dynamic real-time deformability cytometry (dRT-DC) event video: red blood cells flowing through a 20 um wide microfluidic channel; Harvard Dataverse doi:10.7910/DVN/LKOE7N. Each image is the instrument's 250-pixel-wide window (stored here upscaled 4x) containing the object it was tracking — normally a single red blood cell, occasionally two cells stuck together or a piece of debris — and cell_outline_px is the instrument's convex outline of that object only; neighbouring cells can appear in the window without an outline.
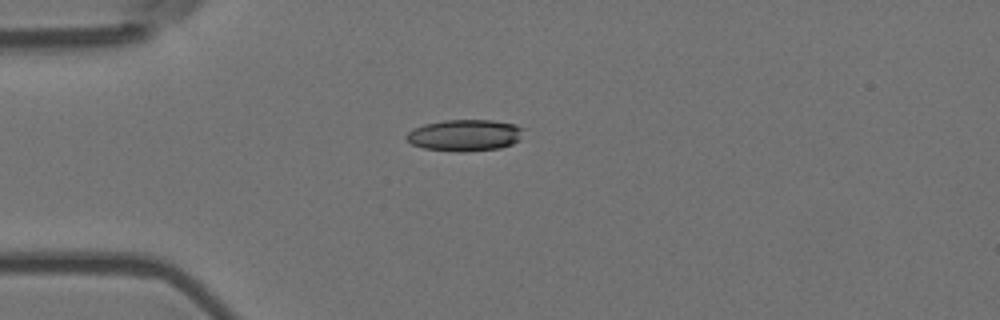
{"species": "Egyptian fruit bat (a non-hibernating species)", "species_latin": "Rousettus aegyptiacus", "temperature_condition": "room temperature", "stored_images_in_passage": 13, "camera_frame_rate_fps": 3000, "um_per_image_px": 0.085, "animal": {"sex": "female"}, "frame": {"image": 1, "passage_image": 2, "time_ms": 0.333, "image_size_px": [1000, 320], "cell_outline_px": [[524, 128], [520, 140], [512, 144], [500, 148], [464, 152], [456, 152], [424, 148], [412, 144], [404, 136], [412, 128], [424, 124], [444, 120], [492, 120], [516, 124]], "centroid_in_image_um": [39.52, 11.49], "position_along_channel_um": 45.5, "area_um2": 21.73}}
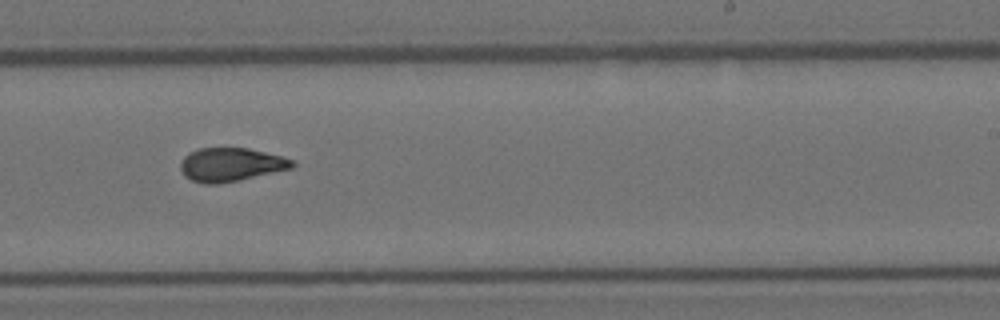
{"frame": {"image": 2, "passage_image": 8, "time_ms": 2.333, "image_size_px": [1000, 320], "cell_outline_px": [[296, 164], [292, 168], [240, 180], [220, 184], [204, 184], [192, 180], [184, 176], [180, 168], [180, 160], [188, 152], [200, 148], [248, 148], [280, 156], [292, 160]], "centroid_in_image_um": [19.58, 14.0], "position_along_channel_um": 269.4, "area_um2": 21.91}}
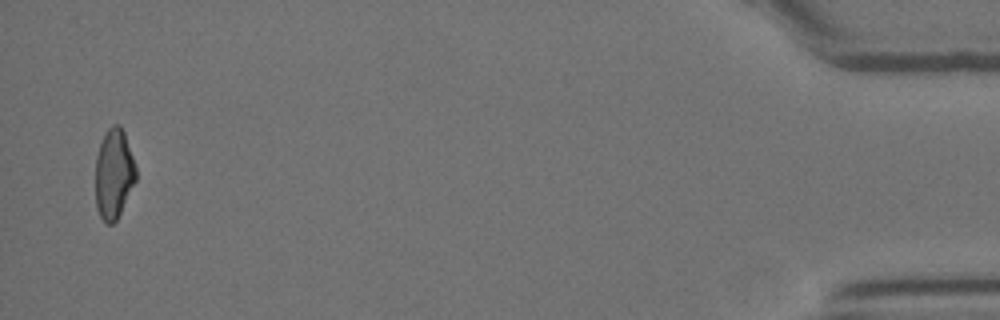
{"frame": {"image": 3, "passage_image": 13, "time_ms": 4.0, "image_size_px": [1000, 320], "cell_outline_px": [[136, 180], [116, 220], [112, 224], [104, 224], [96, 208], [96, 156], [100, 144], [108, 128], [112, 124], [120, 124], [124, 132], [136, 168]], "centroid_in_image_um": [9.66, 14.79], "position_along_channel_um": 425.5, "area_um2": 21.04}}